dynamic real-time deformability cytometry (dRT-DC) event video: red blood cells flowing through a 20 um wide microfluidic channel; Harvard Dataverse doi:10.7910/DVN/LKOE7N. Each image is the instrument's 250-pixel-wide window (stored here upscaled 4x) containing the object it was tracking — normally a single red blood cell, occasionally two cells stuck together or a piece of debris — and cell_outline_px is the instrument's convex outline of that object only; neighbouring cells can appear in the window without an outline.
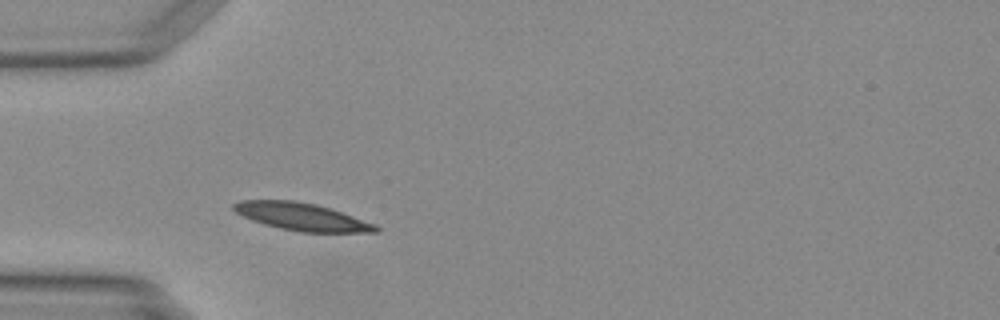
{"species": "Egyptian fruit bat (a non-hibernating species)", "species_latin": "Rousettus aegyptiacus", "temperature_condition": "warm", "stored_images_in_passage": 41, "camera_frame_rate_fps": 3000, "um_per_image_px": 0.085, "animal": {"sex": "female"}, "frame": {"image": 1, "passage_image": 7, "time_ms": 2.0, "image_size_px": [1000, 320], "cell_outline_px": [[380, 232], [300, 232], [280, 228], [264, 224], [252, 220], [236, 212], [232, 208], [232, 204], [240, 200], [292, 200], [316, 204], [376, 224], [380, 228]], "centroid_in_image_um": [25.64, 18.42], "position_along_channel_um": 59.4, "area_um2": 22.6}}
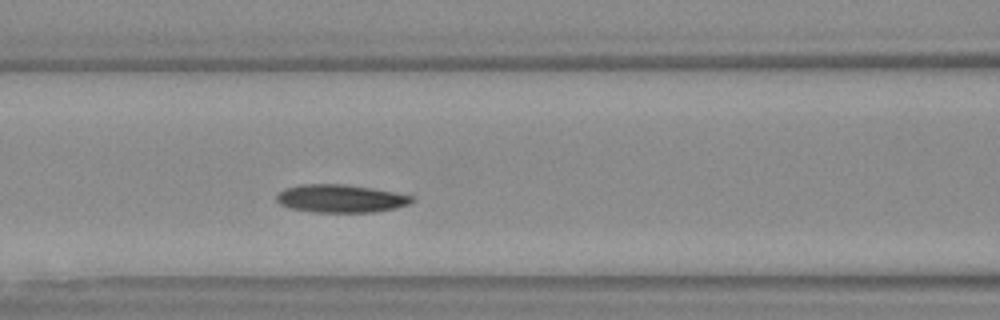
{"frame": {"image": 2, "passage_image": 13, "time_ms": 4.0, "image_size_px": [1000, 320], "cell_outline_px": [[412, 200], [408, 204], [396, 208], [372, 212], [312, 212], [288, 208], [280, 204], [276, 200], [276, 196], [284, 188], [304, 184], [344, 184], [372, 188], [396, 192], [412, 196]], "centroid_in_image_um": [28.92, 16.87], "position_along_channel_um": 137.7, "area_um2": 22.02}}
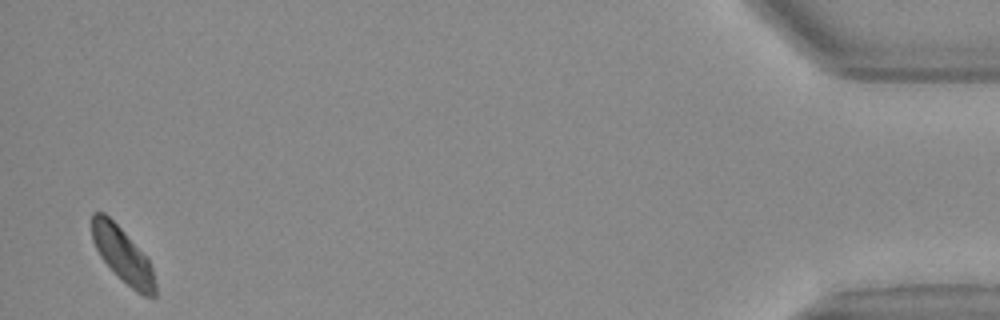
{"frame": {"image": 3, "passage_image": 40, "time_ms": 13.0, "image_size_px": [1000, 320], "cell_outline_px": [[156, 296], [144, 296], [136, 292], [100, 256], [92, 240], [92, 212], [104, 212], [124, 232], [148, 260], [152, 268], [156, 284]], "centroid_in_image_um": [10.42, 21.67], "position_along_channel_um": 424.8, "area_um2": 19.54}}